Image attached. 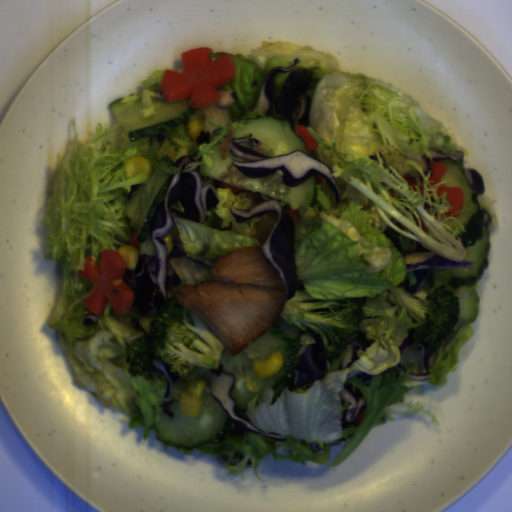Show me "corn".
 Masks as SVG:
<instances>
[{
  "instance_id": "1",
  "label": "corn",
  "mask_w": 512,
  "mask_h": 512,
  "mask_svg": "<svg viewBox=\"0 0 512 512\" xmlns=\"http://www.w3.org/2000/svg\"><path fill=\"white\" fill-rule=\"evenodd\" d=\"M206 380H198L182 391L178 403L183 417L193 419L200 414Z\"/></svg>"
},
{
  "instance_id": "2",
  "label": "corn",
  "mask_w": 512,
  "mask_h": 512,
  "mask_svg": "<svg viewBox=\"0 0 512 512\" xmlns=\"http://www.w3.org/2000/svg\"><path fill=\"white\" fill-rule=\"evenodd\" d=\"M284 358L280 351H274L267 359L256 360L252 364L254 375L259 378L269 377L282 370Z\"/></svg>"
},
{
  "instance_id": "3",
  "label": "corn",
  "mask_w": 512,
  "mask_h": 512,
  "mask_svg": "<svg viewBox=\"0 0 512 512\" xmlns=\"http://www.w3.org/2000/svg\"><path fill=\"white\" fill-rule=\"evenodd\" d=\"M124 174L126 177L137 176L140 173L145 175L150 174L151 166L148 159L141 156L129 157L124 167Z\"/></svg>"
},
{
  "instance_id": "4",
  "label": "corn",
  "mask_w": 512,
  "mask_h": 512,
  "mask_svg": "<svg viewBox=\"0 0 512 512\" xmlns=\"http://www.w3.org/2000/svg\"><path fill=\"white\" fill-rule=\"evenodd\" d=\"M117 252L125 259L126 268L133 271L136 270L139 257V252L136 248L126 244L118 247Z\"/></svg>"
},
{
  "instance_id": "5",
  "label": "corn",
  "mask_w": 512,
  "mask_h": 512,
  "mask_svg": "<svg viewBox=\"0 0 512 512\" xmlns=\"http://www.w3.org/2000/svg\"><path fill=\"white\" fill-rule=\"evenodd\" d=\"M187 130L189 132L191 140H197L202 131V122L198 119H193L189 122Z\"/></svg>"
},
{
  "instance_id": "6",
  "label": "corn",
  "mask_w": 512,
  "mask_h": 512,
  "mask_svg": "<svg viewBox=\"0 0 512 512\" xmlns=\"http://www.w3.org/2000/svg\"><path fill=\"white\" fill-rule=\"evenodd\" d=\"M155 317H144L140 318L139 325L148 333L150 329L151 322L154 320Z\"/></svg>"
},
{
  "instance_id": "7",
  "label": "corn",
  "mask_w": 512,
  "mask_h": 512,
  "mask_svg": "<svg viewBox=\"0 0 512 512\" xmlns=\"http://www.w3.org/2000/svg\"><path fill=\"white\" fill-rule=\"evenodd\" d=\"M164 243L166 245V250H167V255L171 254L172 251H173V248H174V244H173V240L170 236V234H167L165 237H164Z\"/></svg>"
}]
</instances>
